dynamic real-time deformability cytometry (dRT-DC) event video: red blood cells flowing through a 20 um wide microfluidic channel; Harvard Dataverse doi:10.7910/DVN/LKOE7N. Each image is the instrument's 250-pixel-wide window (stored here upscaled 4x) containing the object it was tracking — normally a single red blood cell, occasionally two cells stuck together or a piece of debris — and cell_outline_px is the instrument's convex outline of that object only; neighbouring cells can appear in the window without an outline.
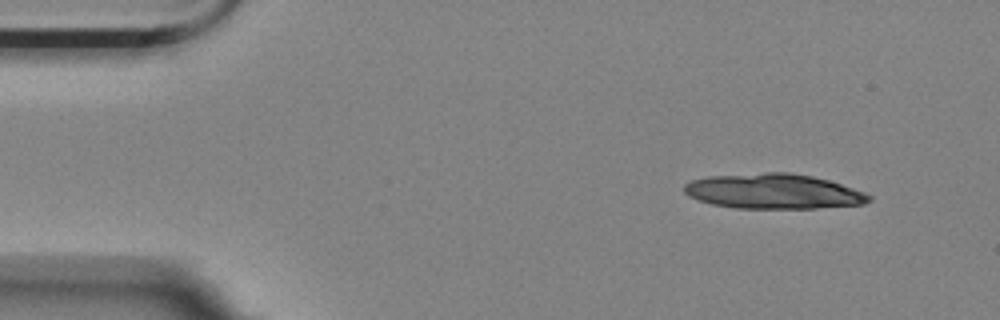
{"species": "Egyptian fruit bat (a non-hibernating species)", "species_latin": "Rousettus aegyptiacus", "temperature_condition": "room temperature", "stored_images_in_passage": 8, "camera_frame_rate_fps": 3000, "um_per_image_px": 0.085, "animal": {"sex": "female"}, "frame": {"image": 1, "passage_image": 1, "time_ms": 0.0, "image_size_px": [1000, 320], "cell_outline_px": [[872, 200], [864, 204], [816, 208], [736, 208], [712, 204], [688, 196], [684, 192], [684, 184], [692, 180], [708, 176], [764, 172], [788, 172], [812, 176], [828, 180], [864, 192], [872, 196]], "centroid_in_image_um": [65.74, 16.26], "position_along_channel_um": 19.3, "area_um2": 37.69}}